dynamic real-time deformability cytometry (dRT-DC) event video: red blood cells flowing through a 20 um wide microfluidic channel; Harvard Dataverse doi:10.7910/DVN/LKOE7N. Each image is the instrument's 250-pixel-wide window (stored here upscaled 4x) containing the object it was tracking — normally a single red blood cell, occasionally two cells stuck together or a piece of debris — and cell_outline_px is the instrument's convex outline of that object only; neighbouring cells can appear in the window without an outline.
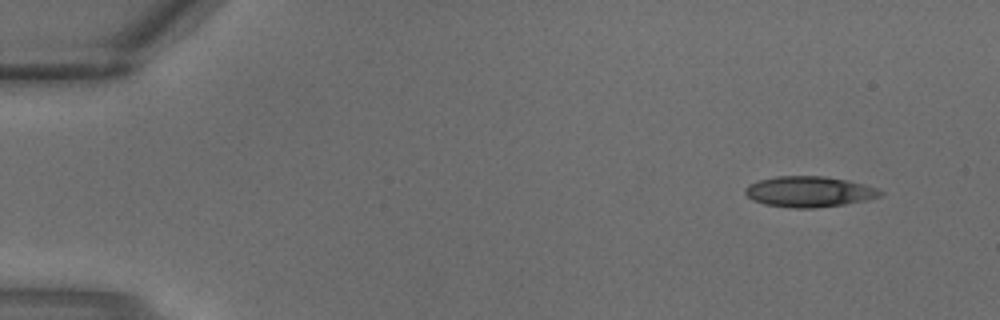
{"species": "common noctule bat (a hibernating species)", "species_latin": "Nyctalus noctula", "temperature_condition": "warm", "stored_images_in_passage": 3, "camera_frame_rate_fps": 3000, "um_per_image_px": 0.085, "animal": {"sex": "male", "body_mass_g": 18.8}, "frame": {"image": 1, "passage_image": 1, "time_ms": 0.0, "image_size_px": [1000, 320], "cell_outline_px": [[884, 192], [880, 196], [864, 200], [844, 204], [812, 208], [796, 208], [764, 204], [752, 200], [744, 192], [744, 188], [748, 184], [756, 180], [776, 176], [824, 176], [848, 180], [864, 184], [876, 188]], "centroid_in_image_um": [68.73, 16.28], "position_along_channel_um": 16.3, "area_um2": 24.16}}